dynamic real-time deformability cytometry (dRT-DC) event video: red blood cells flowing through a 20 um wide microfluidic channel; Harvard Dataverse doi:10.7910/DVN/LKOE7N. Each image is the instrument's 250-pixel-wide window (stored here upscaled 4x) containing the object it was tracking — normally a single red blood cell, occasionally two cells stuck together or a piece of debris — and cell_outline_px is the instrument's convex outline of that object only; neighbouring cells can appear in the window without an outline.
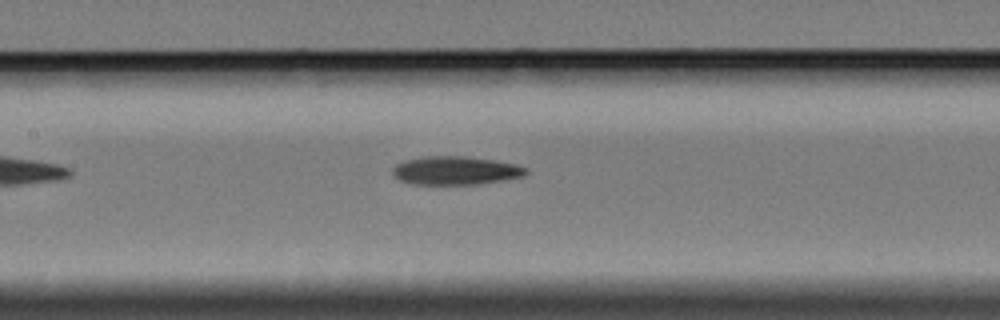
{"species": "Egyptian fruit bat (a non-hibernating species)", "species_latin": "Rousettus aegyptiacus", "temperature_condition": "cold", "stored_images_in_passage": 6, "segment_of_instrument_passage": [2, 2], "camera_frame_rate_fps": 3000, "um_per_image_px": 0.085, "animal": {"sex": "female"}, "frame": {"image": 1, "passage_image": 6, "time_ms": 7.0, "image_size_px": [1000, 320], "cell_outline_px": [[528, 172], [524, 176], [476, 184], [412, 184], [400, 180], [392, 176], [392, 168], [396, 164], [404, 160], [424, 156], [464, 156], [492, 160], [516, 164], [528, 168]], "centroid_in_image_um": [38.68, 14.49], "position_along_channel_um": 168.7, "area_um2": 22.08}}